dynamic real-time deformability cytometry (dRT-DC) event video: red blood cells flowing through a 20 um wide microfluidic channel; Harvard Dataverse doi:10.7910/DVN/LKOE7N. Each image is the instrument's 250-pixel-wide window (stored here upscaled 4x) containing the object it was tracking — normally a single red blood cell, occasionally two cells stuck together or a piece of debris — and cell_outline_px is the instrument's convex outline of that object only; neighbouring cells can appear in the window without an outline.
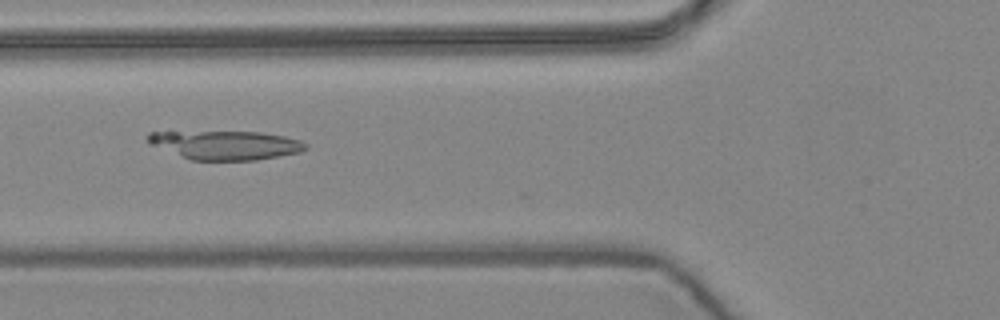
{"species": "common noctule bat (a hibernating species)", "species_latin": "Nyctalus noctula", "temperature_condition": "warm", "stored_images_in_passage": 9, "camera_frame_rate_fps": 3000, "um_per_image_px": 0.085, "animal": {"sex": "female", "body_mass_g": 24.6, "forearm_length_mm": 56.2}, "frame": {"image": 1, "passage_image": 4, "time_ms": 1.0, "image_size_px": [1000, 320], "cell_outline_px": [[308, 148], [300, 152], [256, 160], [192, 160], [148, 144], [148, 132], [260, 132], [284, 136], [300, 140], [308, 144]], "centroid_in_image_um": [19.2, 12.33], "position_along_channel_um": 106.6, "area_um2": 26.36}}
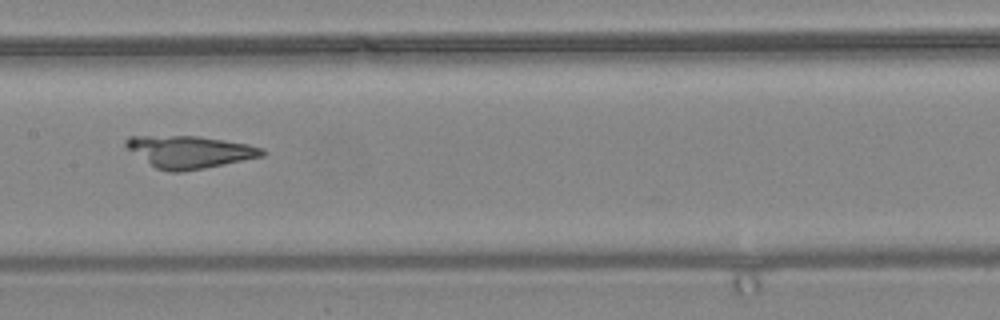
{"frame": {"image": 2, "passage_image": 6, "time_ms": 1.667, "image_size_px": [1000, 320], "cell_outline_px": [[268, 152], [264, 156], [204, 168], [180, 172], [172, 172], [156, 168], [128, 148], [124, 144], [124, 140], [128, 136], [196, 136], [224, 140], [248, 144], [264, 148]], "centroid_in_image_um": [16.16, 12.9], "position_along_channel_um": 191.2, "area_um2": 25.37}}
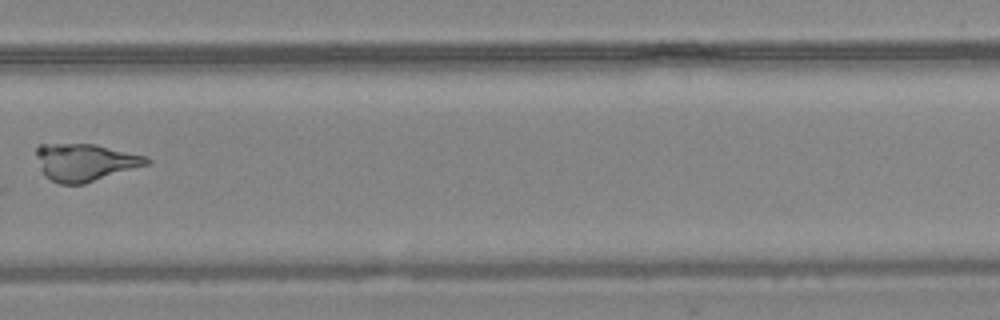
{"frame": {"image": 3, "passage_image": 9, "time_ms": 2.667, "image_size_px": [1000, 320], "cell_outline_px": [[152, 160], [148, 164], [84, 184], [60, 184], [52, 180], [44, 172], [36, 156], [36, 148], [40, 144], [96, 144], [148, 156]], "centroid_in_image_um": [7.28, 13.78], "position_along_channel_um": 322.5, "area_um2": 23.81}}